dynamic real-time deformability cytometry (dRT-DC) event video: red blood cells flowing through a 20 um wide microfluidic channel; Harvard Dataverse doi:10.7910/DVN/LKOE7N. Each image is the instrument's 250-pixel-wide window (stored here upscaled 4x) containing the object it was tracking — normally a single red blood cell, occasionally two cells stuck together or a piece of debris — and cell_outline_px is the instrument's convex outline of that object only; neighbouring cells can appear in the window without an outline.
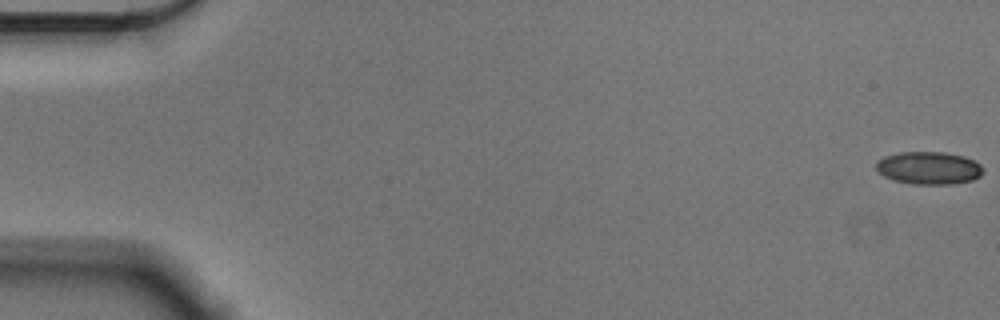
{"species": "Egyptian fruit bat (a non-hibernating species)", "species_latin": "Rousettus aegyptiacus", "temperature_condition": "cold", "stored_images_in_passage": 14, "camera_frame_rate_fps": 3000, "um_per_image_px": 0.085, "animal": {"sex": "male"}, "frame": {"image": 1, "passage_image": 1, "time_ms": 0.0, "image_size_px": [1000, 320], "cell_outline_px": [[984, 172], [980, 176], [972, 180], [948, 184], [912, 184], [896, 180], [884, 176], [876, 168], [876, 164], [884, 156], [900, 152], [944, 152], [964, 156], [980, 164], [984, 168]], "centroid_in_image_um": [78.98, 14.27], "position_along_channel_um": 6.0, "area_um2": 20.23}}
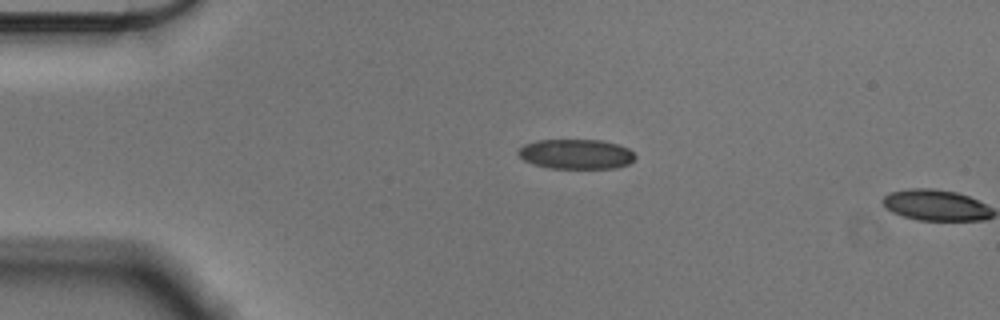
{"frame": {"image": 2, "passage_image": 13, "time_ms": 4.0, "image_size_px": [1000, 320], "cell_outline_px": [[636, 156], [628, 164], [616, 168], [548, 168], [524, 160], [516, 152], [524, 144], [536, 140], [600, 140], [620, 144], [628, 148]], "centroid_in_image_um": [48.97, 13.09], "position_along_channel_um": 36.0, "area_um2": 20.29}}